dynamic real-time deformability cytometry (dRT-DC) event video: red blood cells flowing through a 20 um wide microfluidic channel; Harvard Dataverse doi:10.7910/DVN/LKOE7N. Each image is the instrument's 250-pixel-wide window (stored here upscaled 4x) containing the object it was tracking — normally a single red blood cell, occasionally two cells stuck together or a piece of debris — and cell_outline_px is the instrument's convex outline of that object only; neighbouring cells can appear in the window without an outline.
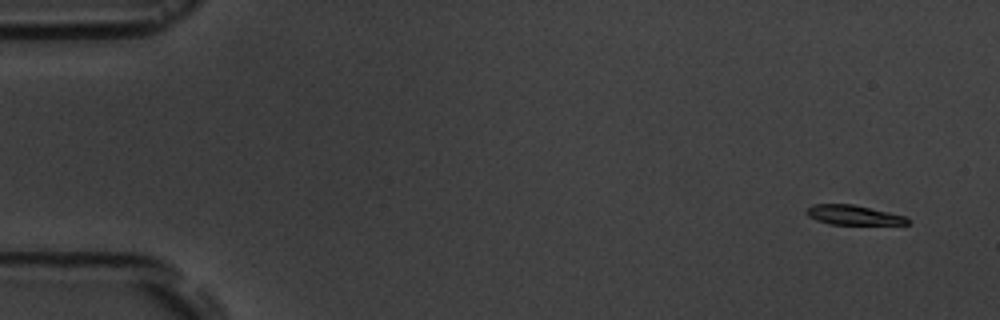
{"species": "common noctule bat (a hibernating species)", "species_latin": "Nyctalus noctula", "temperature_condition": "room temperature", "stored_images_in_passage": 6, "camera_frame_rate_fps": 3000, "um_per_image_px": 0.085, "animal": {"sex": "male", "body_mass_g": 19.5, "forearm_length_mm": 54.6}, "frame": {"image": 1, "passage_image": 1, "time_ms": 0.0, "image_size_px": [1000, 320], "cell_outline_px": [[908, 224], [828, 224], [816, 220], [808, 216], [804, 212], [812, 204], [852, 204], [908, 216]], "centroid_in_image_um": [72.51, 18.27], "position_along_channel_um": 12.5, "area_um2": 11.56}}
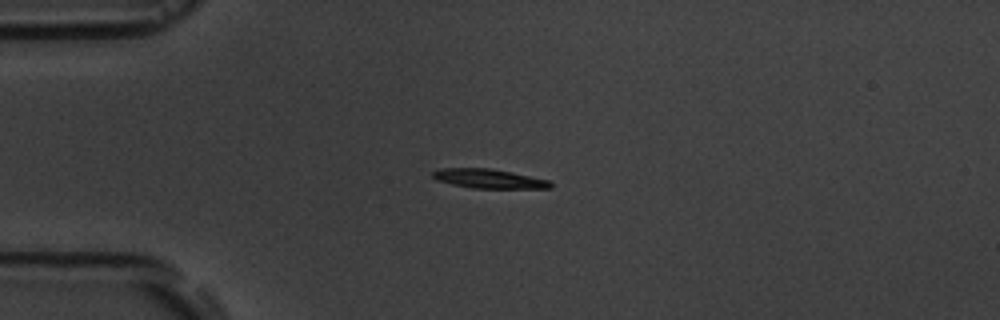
{"frame": {"image": 2, "passage_image": 4, "time_ms": 3.667, "image_size_px": [1000, 320], "cell_outline_px": [[552, 188], [472, 188], [452, 184], [436, 180], [432, 176], [432, 172], [440, 168], [488, 168], [548, 180], [552, 184]], "centroid_in_image_um": [41.49, 15.19], "position_along_channel_um": 43.5, "area_um2": 12.95}}
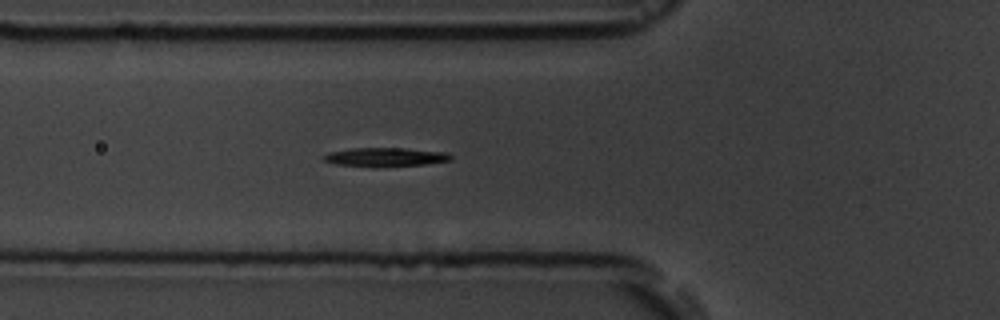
{"frame": {"image": 3, "passage_image": 6, "time_ms": 5.667, "image_size_px": [1000, 320], "cell_outline_px": [[452, 160], [424, 164], [376, 168], [336, 164], [324, 160], [320, 156], [328, 152], [352, 148], [404, 148], [444, 152], [452, 156]], "centroid_in_image_um": [32.69, 13.36], "position_along_channel_um": 93.1, "area_um2": 14.16}}